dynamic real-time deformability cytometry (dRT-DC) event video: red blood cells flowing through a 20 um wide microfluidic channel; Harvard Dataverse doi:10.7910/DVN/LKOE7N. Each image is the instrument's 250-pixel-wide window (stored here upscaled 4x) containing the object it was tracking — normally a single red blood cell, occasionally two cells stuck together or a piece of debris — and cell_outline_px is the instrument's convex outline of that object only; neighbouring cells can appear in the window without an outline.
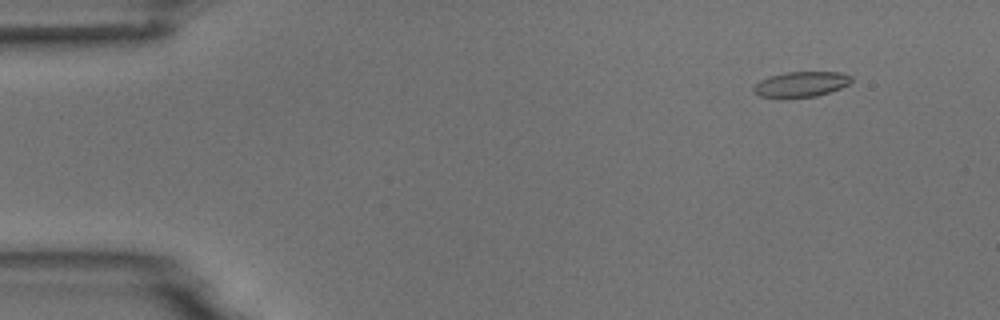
{"species": "common noctule bat (a hibernating species)", "species_latin": "Nyctalus noctula", "temperature_condition": "room temperature", "stored_images_in_passage": 5, "camera_frame_rate_fps": 3000, "um_per_image_px": 0.085, "animal": {"sex": "male", "body_mass_g": 18.8}, "frame": {"image": 1, "passage_image": 2, "time_ms": 1.333, "image_size_px": [1000, 320], "cell_outline_px": [[852, 80], [848, 84], [840, 88], [816, 96], [760, 96], [752, 92], [752, 88], [760, 80], [768, 76], [788, 72], [840, 72], [852, 76]], "centroid_in_image_um": [68.09, 7.13], "position_along_channel_um": 16.9, "area_um2": 14.05}}
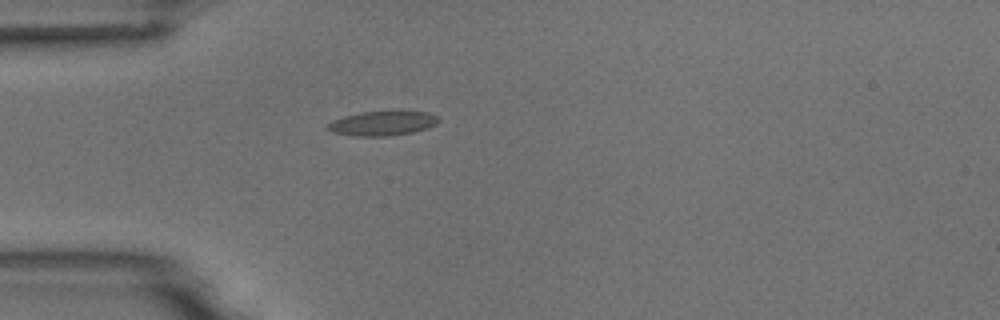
{"frame": {"image": 2, "passage_image": 5, "time_ms": 4.667, "image_size_px": [1000, 320], "cell_outline_px": [[440, 120], [436, 124], [428, 128], [412, 132], [388, 136], [356, 136], [332, 132], [324, 128], [332, 120], [344, 116], [364, 112], [392, 108], [428, 112], [436, 116]], "centroid_in_image_um": [32.54, 10.43], "position_along_channel_um": 52.5, "area_um2": 16.53}}